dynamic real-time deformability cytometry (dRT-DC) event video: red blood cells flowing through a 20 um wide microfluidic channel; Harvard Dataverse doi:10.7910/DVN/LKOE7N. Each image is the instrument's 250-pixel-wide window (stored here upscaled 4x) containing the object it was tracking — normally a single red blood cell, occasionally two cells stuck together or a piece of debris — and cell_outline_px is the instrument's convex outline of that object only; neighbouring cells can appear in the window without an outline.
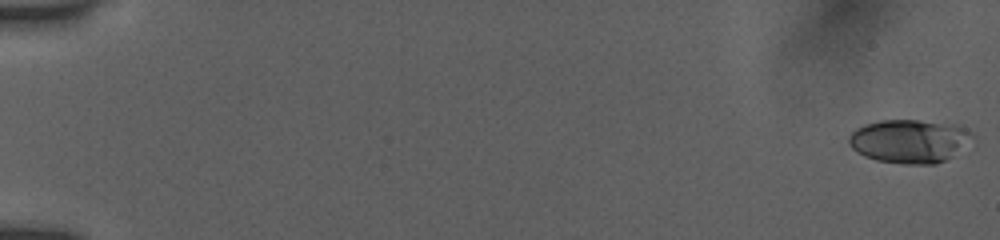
{"species": "human", "species_latin": "Homo sapiens", "temperature_condition": "room temperature", "stored_images_in_passage": 54, "camera_frame_rate_fps": 3000, "um_per_image_px": 0.085, "donor": {"sex": "female"}, "frame": {"image": 1, "passage_image": 1, "time_ms": 0.0, "image_size_px": [1000, 240], "cell_outline_px": [[976, 136], [952, 156], [936, 164], [904, 164], [876, 160], [864, 156], [856, 152], [848, 144], [848, 136], [856, 128], [864, 124], [880, 120], [920, 120], [956, 124], [972, 132]], "centroid_in_image_um": [77.28, 11.98], "position_along_channel_um": 7.7, "area_um2": 31.56}}
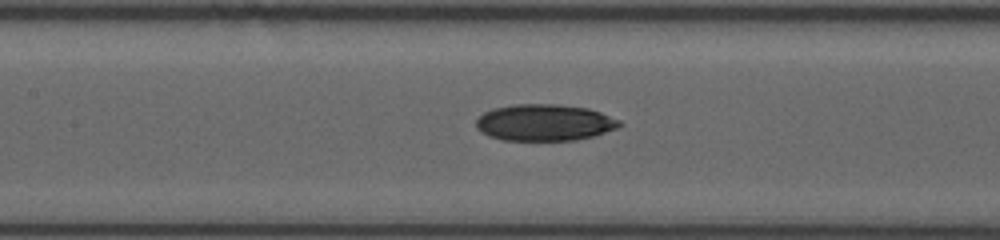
{"frame": {"image": 2, "passage_image": 27, "time_ms": 8.667, "image_size_px": [1000, 240], "cell_outline_px": [[620, 124], [616, 128], [592, 136], [576, 140], [500, 140], [488, 136], [480, 132], [476, 128], [476, 120], [484, 112], [492, 108], [516, 104], [556, 104], [588, 108], [600, 112], [620, 120]], "centroid_in_image_um": [46.22, 10.41], "position_along_channel_um": 161.2, "area_um2": 30.52}}
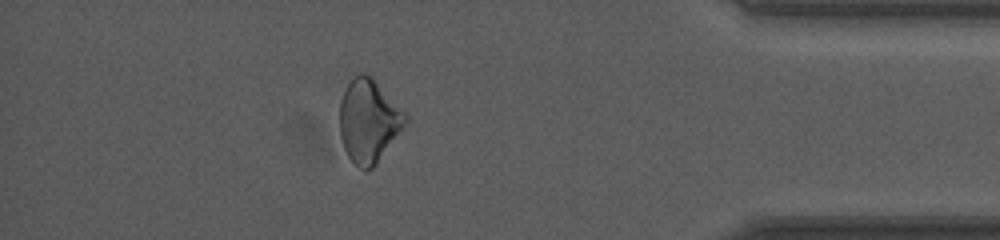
{"frame": {"image": 3, "passage_image": 48, "time_ms": 15.667, "image_size_px": [1000, 240], "cell_outline_px": [[408, 120], [372, 168], [360, 168], [348, 156], [344, 148], [340, 136], [340, 100], [348, 84], [360, 72], [364, 72], [372, 76], [408, 116]], "centroid_in_image_um": [31.32, 10.23], "position_along_channel_um": 403.9, "area_um2": 31.15}}